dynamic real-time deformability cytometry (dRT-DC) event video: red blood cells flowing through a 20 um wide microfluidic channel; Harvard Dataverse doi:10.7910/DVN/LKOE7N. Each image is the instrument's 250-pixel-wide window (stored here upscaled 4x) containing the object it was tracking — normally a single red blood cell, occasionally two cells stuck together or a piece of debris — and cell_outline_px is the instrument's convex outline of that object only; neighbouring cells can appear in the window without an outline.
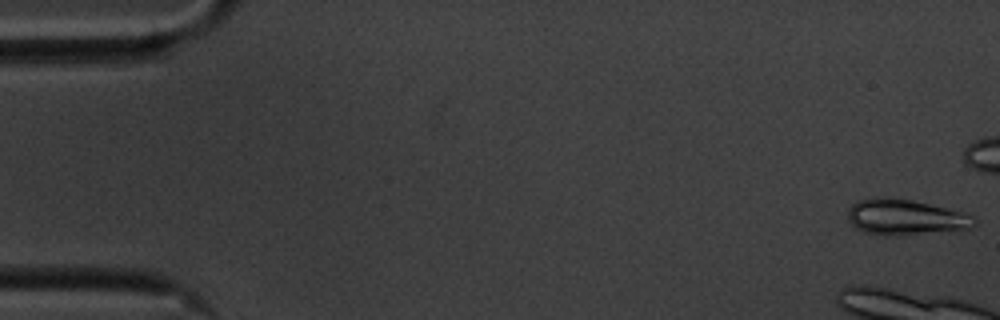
{"species": "common noctule bat (a hibernating species)", "species_latin": "Nyctalus noctula", "temperature_condition": "cold", "stored_images_in_passage": 9, "camera_frame_rate_fps": 3000, "um_per_image_px": 0.085, "animal": {"sex": "male", "body_mass_g": 20.1, "forearm_length_mm": 53.5}, "frame": {"image": 1, "passage_image": 1, "time_ms": 0.0, "image_size_px": [1000, 320], "cell_outline_px": [[976, 224], [960, 232], [896, 236], [884, 236], [864, 232], [856, 228], [848, 220], [848, 208], [856, 200], [912, 200], [964, 212], [972, 216], [976, 220]], "centroid_in_image_um": [77.04, 18.54], "position_along_channel_um": 8.0, "area_um2": 26.3}}